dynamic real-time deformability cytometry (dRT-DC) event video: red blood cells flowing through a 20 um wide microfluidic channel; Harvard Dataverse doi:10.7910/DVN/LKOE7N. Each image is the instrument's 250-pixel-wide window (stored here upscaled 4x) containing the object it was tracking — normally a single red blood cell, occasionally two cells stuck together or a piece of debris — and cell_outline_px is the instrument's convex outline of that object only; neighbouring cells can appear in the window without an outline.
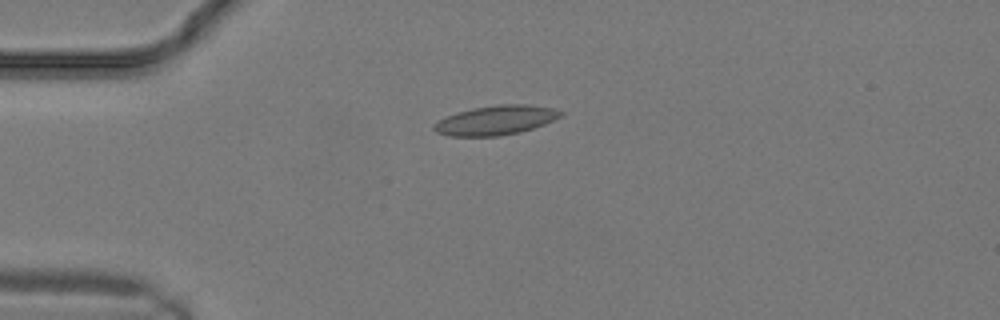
{"species": "common noctule bat (a hibernating species)", "species_latin": "Nyctalus noctula", "temperature_condition": "warm", "stored_images_in_passage": 10, "camera_frame_rate_fps": 3000, "um_per_image_px": 0.085, "animal": {"sex": "male", "body_mass_g": 19.2, "forearm_length_mm": 51.8}, "frame": {"image": 1, "passage_image": 7, "time_ms": 2.0, "image_size_px": [1000, 320], "cell_outline_px": [[564, 116], [544, 124], [520, 132], [500, 136], [448, 136], [436, 132], [432, 128], [432, 124], [456, 112], [472, 108], [496, 104], [524, 104], [552, 108], [564, 112]], "centroid_in_image_um": [42.14, 10.22], "position_along_channel_um": 42.9, "area_um2": 21.79}}
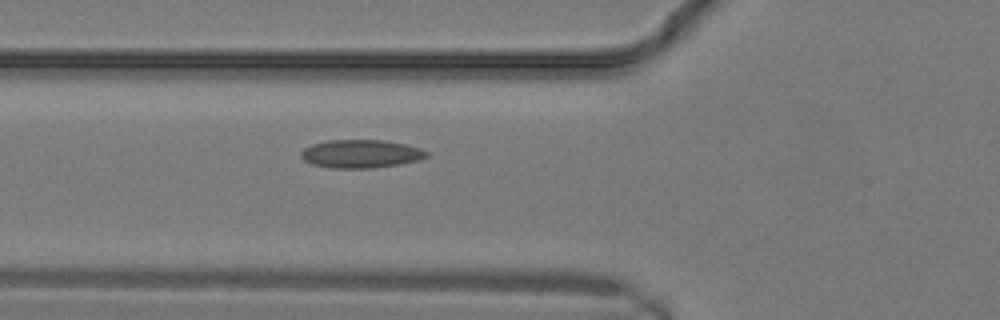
{"frame": {"image": 2, "passage_image": 10, "time_ms": 3.0, "image_size_px": [1000, 320], "cell_outline_px": [[428, 156], [420, 160], [400, 164], [372, 168], [332, 168], [312, 164], [304, 160], [300, 156], [300, 152], [304, 148], [312, 144], [328, 140], [384, 140], [404, 144], [420, 148], [428, 152]], "centroid_in_image_um": [30.67, 13.07], "position_along_channel_um": 95.1, "area_um2": 20.69}}